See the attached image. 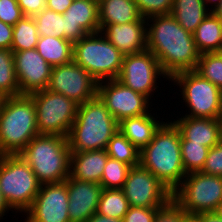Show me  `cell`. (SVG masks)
<instances>
[{
  "mask_svg": "<svg viewBox=\"0 0 222 222\" xmlns=\"http://www.w3.org/2000/svg\"><path fill=\"white\" fill-rule=\"evenodd\" d=\"M15 73L20 95L47 89L52 66L34 49L13 51Z\"/></svg>",
  "mask_w": 222,
  "mask_h": 222,
  "instance_id": "obj_16",
  "label": "cell"
},
{
  "mask_svg": "<svg viewBox=\"0 0 222 222\" xmlns=\"http://www.w3.org/2000/svg\"><path fill=\"white\" fill-rule=\"evenodd\" d=\"M201 172L222 177V140L209 149L205 165Z\"/></svg>",
  "mask_w": 222,
  "mask_h": 222,
  "instance_id": "obj_37",
  "label": "cell"
},
{
  "mask_svg": "<svg viewBox=\"0 0 222 222\" xmlns=\"http://www.w3.org/2000/svg\"><path fill=\"white\" fill-rule=\"evenodd\" d=\"M129 207L128 200L122 189L103 188L96 213L123 219Z\"/></svg>",
  "mask_w": 222,
  "mask_h": 222,
  "instance_id": "obj_27",
  "label": "cell"
},
{
  "mask_svg": "<svg viewBox=\"0 0 222 222\" xmlns=\"http://www.w3.org/2000/svg\"><path fill=\"white\" fill-rule=\"evenodd\" d=\"M23 16L17 0H0V21L14 26Z\"/></svg>",
  "mask_w": 222,
  "mask_h": 222,
  "instance_id": "obj_38",
  "label": "cell"
},
{
  "mask_svg": "<svg viewBox=\"0 0 222 222\" xmlns=\"http://www.w3.org/2000/svg\"><path fill=\"white\" fill-rule=\"evenodd\" d=\"M108 158L106 150L71 152L70 176L80 181L100 184Z\"/></svg>",
  "mask_w": 222,
  "mask_h": 222,
  "instance_id": "obj_21",
  "label": "cell"
},
{
  "mask_svg": "<svg viewBox=\"0 0 222 222\" xmlns=\"http://www.w3.org/2000/svg\"><path fill=\"white\" fill-rule=\"evenodd\" d=\"M33 98L39 135L68 137L79 104L48 89L30 94Z\"/></svg>",
  "mask_w": 222,
  "mask_h": 222,
  "instance_id": "obj_10",
  "label": "cell"
},
{
  "mask_svg": "<svg viewBox=\"0 0 222 222\" xmlns=\"http://www.w3.org/2000/svg\"><path fill=\"white\" fill-rule=\"evenodd\" d=\"M38 135L33 98L5 97L0 109V155H18Z\"/></svg>",
  "mask_w": 222,
  "mask_h": 222,
  "instance_id": "obj_4",
  "label": "cell"
},
{
  "mask_svg": "<svg viewBox=\"0 0 222 222\" xmlns=\"http://www.w3.org/2000/svg\"><path fill=\"white\" fill-rule=\"evenodd\" d=\"M214 213L222 219V201L217 205Z\"/></svg>",
  "mask_w": 222,
  "mask_h": 222,
  "instance_id": "obj_48",
  "label": "cell"
},
{
  "mask_svg": "<svg viewBox=\"0 0 222 222\" xmlns=\"http://www.w3.org/2000/svg\"><path fill=\"white\" fill-rule=\"evenodd\" d=\"M24 16L34 17L46 8L47 0H17Z\"/></svg>",
  "mask_w": 222,
  "mask_h": 222,
  "instance_id": "obj_40",
  "label": "cell"
},
{
  "mask_svg": "<svg viewBox=\"0 0 222 222\" xmlns=\"http://www.w3.org/2000/svg\"><path fill=\"white\" fill-rule=\"evenodd\" d=\"M13 41L11 49L13 51H23L34 49L37 46L39 34L36 22L33 17L23 16L13 26Z\"/></svg>",
  "mask_w": 222,
  "mask_h": 222,
  "instance_id": "obj_28",
  "label": "cell"
},
{
  "mask_svg": "<svg viewBox=\"0 0 222 222\" xmlns=\"http://www.w3.org/2000/svg\"><path fill=\"white\" fill-rule=\"evenodd\" d=\"M124 55L101 33L88 34L73 43V62L97 81L117 79Z\"/></svg>",
  "mask_w": 222,
  "mask_h": 222,
  "instance_id": "obj_6",
  "label": "cell"
},
{
  "mask_svg": "<svg viewBox=\"0 0 222 222\" xmlns=\"http://www.w3.org/2000/svg\"><path fill=\"white\" fill-rule=\"evenodd\" d=\"M117 131L118 122L96 96L79 105L67 137L69 148L71 152L106 150Z\"/></svg>",
  "mask_w": 222,
  "mask_h": 222,
  "instance_id": "obj_3",
  "label": "cell"
},
{
  "mask_svg": "<svg viewBox=\"0 0 222 222\" xmlns=\"http://www.w3.org/2000/svg\"><path fill=\"white\" fill-rule=\"evenodd\" d=\"M106 151L110 158L131 167L140 164V151L119 130L110 139Z\"/></svg>",
  "mask_w": 222,
  "mask_h": 222,
  "instance_id": "obj_30",
  "label": "cell"
},
{
  "mask_svg": "<svg viewBox=\"0 0 222 222\" xmlns=\"http://www.w3.org/2000/svg\"><path fill=\"white\" fill-rule=\"evenodd\" d=\"M146 21L147 50L157 57L169 79L177 73L196 69L200 53L191 32L186 31L171 14L154 15Z\"/></svg>",
  "mask_w": 222,
  "mask_h": 222,
  "instance_id": "obj_1",
  "label": "cell"
},
{
  "mask_svg": "<svg viewBox=\"0 0 222 222\" xmlns=\"http://www.w3.org/2000/svg\"><path fill=\"white\" fill-rule=\"evenodd\" d=\"M74 0H47L46 8L63 14Z\"/></svg>",
  "mask_w": 222,
  "mask_h": 222,
  "instance_id": "obj_42",
  "label": "cell"
},
{
  "mask_svg": "<svg viewBox=\"0 0 222 222\" xmlns=\"http://www.w3.org/2000/svg\"><path fill=\"white\" fill-rule=\"evenodd\" d=\"M212 12L222 21V0Z\"/></svg>",
  "mask_w": 222,
  "mask_h": 222,
  "instance_id": "obj_47",
  "label": "cell"
},
{
  "mask_svg": "<svg viewBox=\"0 0 222 222\" xmlns=\"http://www.w3.org/2000/svg\"><path fill=\"white\" fill-rule=\"evenodd\" d=\"M122 190L131 207H163L172 199V192L140 164L130 168Z\"/></svg>",
  "mask_w": 222,
  "mask_h": 222,
  "instance_id": "obj_12",
  "label": "cell"
},
{
  "mask_svg": "<svg viewBox=\"0 0 222 222\" xmlns=\"http://www.w3.org/2000/svg\"><path fill=\"white\" fill-rule=\"evenodd\" d=\"M0 93L4 97L20 95L12 49H0Z\"/></svg>",
  "mask_w": 222,
  "mask_h": 222,
  "instance_id": "obj_29",
  "label": "cell"
},
{
  "mask_svg": "<svg viewBox=\"0 0 222 222\" xmlns=\"http://www.w3.org/2000/svg\"><path fill=\"white\" fill-rule=\"evenodd\" d=\"M9 210L13 211L4 199L2 191L0 189V220L3 219V216L6 215L5 212H9Z\"/></svg>",
  "mask_w": 222,
  "mask_h": 222,
  "instance_id": "obj_45",
  "label": "cell"
},
{
  "mask_svg": "<svg viewBox=\"0 0 222 222\" xmlns=\"http://www.w3.org/2000/svg\"><path fill=\"white\" fill-rule=\"evenodd\" d=\"M98 83L89 72L72 61L52 67L47 89L81 105L97 96Z\"/></svg>",
  "mask_w": 222,
  "mask_h": 222,
  "instance_id": "obj_13",
  "label": "cell"
},
{
  "mask_svg": "<svg viewBox=\"0 0 222 222\" xmlns=\"http://www.w3.org/2000/svg\"><path fill=\"white\" fill-rule=\"evenodd\" d=\"M178 128L181 141H190L212 148L222 140V119L182 116L172 121Z\"/></svg>",
  "mask_w": 222,
  "mask_h": 222,
  "instance_id": "obj_20",
  "label": "cell"
},
{
  "mask_svg": "<svg viewBox=\"0 0 222 222\" xmlns=\"http://www.w3.org/2000/svg\"><path fill=\"white\" fill-rule=\"evenodd\" d=\"M130 168V165L109 157L101 177L100 185L105 189H122Z\"/></svg>",
  "mask_w": 222,
  "mask_h": 222,
  "instance_id": "obj_34",
  "label": "cell"
},
{
  "mask_svg": "<svg viewBox=\"0 0 222 222\" xmlns=\"http://www.w3.org/2000/svg\"><path fill=\"white\" fill-rule=\"evenodd\" d=\"M204 3L206 4V7L210 10L211 12L219 5L220 0H203ZM209 3V5H208ZM212 4V5H211ZM211 5V7H210ZM210 7V8H209Z\"/></svg>",
  "mask_w": 222,
  "mask_h": 222,
  "instance_id": "obj_46",
  "label": "cell"
},
{
  "mask_svg": "<svg viewBox=\"0 0 222 222\" xmlns=\"http://www.w3.org/2000/svg\"><path fill=\"white\" fill-rule=\"evenodd\" d=\"M41 183L20 155H0V189L11 209L25 213L32 205Z\"/></svg>",
  "mask_w": 222,
  "mask_h": 222,
  "instance_id": "obj_7",
  "label": "cell"
},
{
  "mask_svg": "<svg viewBox=\"0 0 222 222\" xmlns=\"http://www.w3.org/2000/svg\"><path fill=\"white\" fill-rule=\"evenodd\" d=\"M190 216L171 199L165 206L159 208L153 222H185Z\"/></svg>",
  "mask_w": 222,
  "mask_h": 222,
  "instance_id": "obj_36",
  "label": "cell"
},
{
  "mask_svg": "<svg viewBox=\"0 0 222 222\" xmlns=\"http://www.w3.org/2000/svg\"><path fill=\"white\" fill-rule=\"evenodd\" d=\"M36 50L52 67L73 61V42L64 38L39 36Z\"/></svg>",
  "mask_w": 222,
  "mask_h": 222,
  "instance_id": "obj_26",
  "label": "cell"
},
{
  "mask_svg": "<svg viewBox=\"0 0 222 222\" xmlns=\"http://www.w3.org/2000/svg\"><path fill=\"white\" fill-rule=\"evenodd\" d=\"M100 24H124L146 21L134 0H98Z\"/></svg>",
  "mask_w": 222,
  "mask_h": 222,
  "instance_id": "obj_23",
  "label": "cell"
},
{
  "mask_svg": "<svg viewBox=\"0 0 222 222\" xmlns=\"http://www.w3.org/2000/svg\"><path fill=\"white\" fill-rule=\"evenodd\" d=\"M13 26L0 21V49H11Z\"/></svg>",
  "mask_w": 222,
  "mask_h": 222,
  "instance_id": "obj_41",
  "label": "cell"
},
{
  "mask_svg": "<svg viewBox=\"0 0 222 222\" xmlns=\"http://www.w3.org/2000/svg\"><path fill=\"white\" fill-rule=\"evenodd\" d=\"M100 32L123 54L147 50V21L100 24Z\"/></svg>",
  "mask_w": 222,
  "mask_h": 222,
  "instance_id": "obj_19",
  "label": "cell"
},
{
  "mask_svg": "<svg viewBox=\"0 0 222 222\" xmlns=\"http://www.w3.org/2000/svg\"><path fill=\"white\" fill-rule=\"evenodd\" d=\"M196 222H222L214 212L201 213L192 217Z\"/></svg>",
  "mask_w": 222,
  "mask_h": 222,
  "instance_id": "obj_43",
  "label": "cell"
},
{
  "mask_svg": "<svg viewBox=\"0 0 222 222\" xmlns=\"http://www.w3.org/2000/svg\"><path fill=\"white\" fill-rule=\"evenodd\" d=\"M98 0H74L62 14L64 39L79 41L88 34L100 32Z\"/></svg>",
  "mask_w": 222,
  "mask_h": 222,
  "instance_id": "obj_17",
  "label": "cell"
},
{
  "mask_svg": "<svg viewBox=\"0 0 222 222\" xmlns=\"http://www.w3.org/2000/svg\"><path fill=\"white\" fill-rule=\"evenodd\" d=\"M185 222H196L192 217H189Z\"/></svg>",
  "mask_w": 222,
  "mask_h": 222,
  "instance_id": "obj_50",
  "label": "cell"
},
{
  "mask_svg": "<svg viewBox=\"0 0 222 222\" xmlns=\"http://www.w3.org/2000/svg\"><path fill=\"white\" fill-rule=\"evenodd\" d=\"M169 81L182 90L183 102L190 111L185 114L193 118H222V90L203 78L195 70L175 74Z\"/></svg>",
  "mask_w": 222,
  "mask_h": 222,
  "instance_id": "obj_8",
  "label": "cell"
},
{
  "mask_svg": "<svg viewBox=\"0 0 222 222\" xmlns=\"http://www.w3.org/2000/svg\"><path fill=\"white\" fill-rule=\"evenodd\" d=\"M172 199L190 217L214 212L222 201V177L202 172L189 173L172 193Z\"/></svg>",
  "mask_w": 222,
  "mask_h": 222,
  "instance_id": "obj_9",
  "label": "cell"
},
{
  "mask_svg": "<svg viewBox=\"0 0 222 222\" xmlns=\"http://www.w3.org/2000/svg\"><path fill=\"white\" fill-rule=\"evenodd\" d=\"M143 18L171 13L174 0H134Z\"/></svg>",
  "mask_w": 222,
  "mask_h": 222,
  "instance_id": "obj_35",
  "label": "cell"
},
{
  "mask_svg": "<svg viewBox=\"0 0 222 222\" xmlns=\"http://www.w3.org/2000/svg\"><path fill=\"white\" fill-rule=\"evenodd\" d=\"M140 165L172 193L187 175L182 162L181 135L172 121L163 122L152 141L140 151Z\"/></svg>",
  "mask_w": 222,
  "mask_h": 222,
  "instance_id": "obj_2",
  "label": "cell"
},
{
  "mask_svg": "<svg viewBox=\"0 0 222 222\" xmlns=\"http://www.w3.org/2000/svg\"><path fill=\"white\" fill-rule=\"evenodd\" d=\"M85 222H123V219L112 218L98 213H94L87 221Z\"/></svg>",
  "mask_w": 222,
  "mask_h": 222,
  "instance_id": "obj_44",
  "label": "cell"
},
{
  "mask_svg": "<svg viewBox=\"0 0 222 222\" xmlns=\"http://www.w3.org/2000/svg\"><path fill=\"white\" fill-rule=\"evenodd\" d=\"M97 96L119 123L125 118L147 114L152 103L147 96L133 91L117 79L98 83Z\"/></svg>",
  "mask_w": 222,
  "mask_h": 222,
  "instance_id": "obj_14",
  "label": "cell"
},
{
  "mask_svg": "<svg viewBox=\"0 0 222 222\" xmlns=\"http://www.w3.org/2000/svg\"><path fill=\"white\" fill-rule=\"evenodd\" d=\"M210 12L203 0H174L170 14L193 34Z\"/></svg>",
  "mask_w": 222,
  "mask_h": 222,
  "instance_id": "obj_25",
  "label": "cell"
},
{
  "mask_svg": "<svg viewBox=\"0 0 222 222\" xmlns=\"http://www.w3.org/2000/svg\"><path fill=\"white\" fill-rule=\"evenodd\" d=\"M64 182L68 190L70 222L87 221L97 212L102 186L93 182L77 180L70 175Z\"/></svg>",
  "mask_w": 222,
  "mask_h": 222,
  "instance_id": "obj_18",
  "label": "cell"
},
{
  "mask_svg": "<svg viewBox=\"0 0 222 222\" xmlns=\"http://www.w3.org/2000/svg\"><path fill=\"white\" fill-rule=\"evenodd\" d=\"M195 71L222 90V52L200 54Z\"/></svg>",
  "mask_w": 222,
  "mask_h": 222,
  "instance_id": "obj_31",
  "label": "cell"
},
{
  "mask_svg": "<svg viewBox=\"0 0 222 222\" xmlns=\"http://www.w3.org/2000/svg\"><path fill=\"white\" fill-rule=\"evenodd\" d=\"M33 18L36 22L39 36L64 38V19L62 14L45 8Z\"/></svg>",
  "mask_w": 222,
  "mask_h": 222,
  "instance_id": "obj_33",
  "label": "cell"
},
{
  "mask_svg": "<svg viewBox=\"0 0 222 222\" xmlns=\"http://www.w3.org/2000/svg\"><path fill=\"white\" fill-rule=\"evenodd\" d=\"M161 207H129L123 222H153L157 210Z\"/></svg>",
  "mask_w": 222,
  "mask_h": 222,
  "instance_id": "obj_39",
  "label": "cell"
},
{
  "mask_svg": "<svg viewBox=\"0 0 222 222\" xmlns=\"http://www.w3.org/2000/svg\"><path fill=\"white\" fill-rule=\"evenodd\" d=\"M41 184L64 182L70 175L68 138L38 135L19 153Z\"/></svg>",
  "mask_w": 222,
  "mask_h": 222,
  "instance_id": "obj_5",
  "label": "cell"
},
{
  "mask_svg": "<svg viewBox=\"0 0 222 222\" xmlns=\"http://www.w3.org/2000/svg\"><path fill=\"white\" fill-rule=\"evenodd\" d=\"M68 190L65 182L41 184L25 222H70Z\"/></svg>",
  "mask_w": 222,
  "mask_h": 222,
  "instance_id": "obj_15",
  "label": "cell"
},
{
  "mask_svg": "<svg viewBox=\"0 0 222 222\" xmlns=\"http://www.w3.org/2000/svg\"><path fill=\"white\" fill-rule=\"evenodd\" d=\"M200 54L222 52V21L210 12L193 33Z\"/></svg>",
  "mask_w": 222,
  "mask_h": 222,
  "instance_id": "obj_24",
  "label": "cell"
},
{
  "mask_svg": "<svg viewBox=\"0 0 222 222\" xmlns=\"http://www.w3.org/2000/svg\"><path fill=\"white\" fill-rule=\"evenodd\" d=\"M147 113L135 117L125 118L118 123V130L139 151L146 147L153 139L157 129L164 121H159L158 116Z\"/></svg>",
  "mask_w": 222,
  "mask_h": 222,
  "instance_id": "obj_22",
  "label": "cell"
},
{
  "mask_svg": "<svg viewBox=\"0 0 222 222\" xmlns=\"http://www.w3.org/2000/svg\"><path fill=\"white\" fill-rule=\"evenodd\" d=\"M159 76L170 80L159 65L157 57L150 50H144L124 55L117 80L133 91L150 97L151 100L152 94L157 90L156 81Z\"/></svg>",
  "mask_w": 222,
  "mask_h": 222,
  "instance_id": "obj_11",
  "label": "cell"
},
{
  "mask_svg": "<svg viewBox=\"0 0 222 222\" xmlns=\"http://www.w3.org/2000/svg\"><path fill=\"white\" fill-rule=\"evenodd\" d=\"M4 99H5V97L0 93V109H1Z\"/></svg>",
  "mask_w": 222,
  "mask_h": 222,
  "instance_id": "obj_49",
  "label": "cell"
},
{
  "mask_svg": "<svg viewBox=\"0 0 222 222\" xmlns=\"http://www.w3.org/2000/svg\"><path fill=\"white\" fill-rule=\"evenodd\" d=\"M208 151L209 148L203 145L181 141L182 162L186 174L202 171Z\"/></svg>",
  "mask_w": 222,
  "mask_h": 222,
  "instance_id": "obj_32",
  "label": "cell"
}]
</instances>
